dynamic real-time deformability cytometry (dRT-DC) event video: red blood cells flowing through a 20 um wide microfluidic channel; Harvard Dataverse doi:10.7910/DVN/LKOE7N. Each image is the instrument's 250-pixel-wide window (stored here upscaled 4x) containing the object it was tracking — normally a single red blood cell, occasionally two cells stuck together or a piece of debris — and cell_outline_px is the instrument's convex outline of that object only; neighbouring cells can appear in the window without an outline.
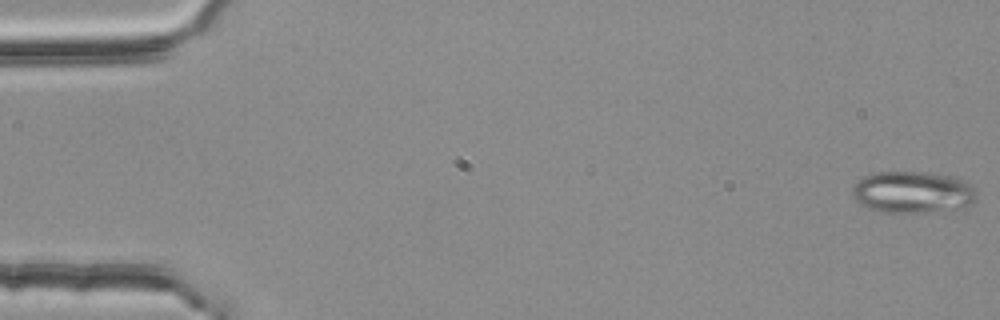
{"species": "common noctule bat (a hibernating species)", "species_latin": "Nyctalus noctula", "temperature_condition": "room temperature", "stored_images_in_passage": 55, "camera_frame_rate_fps": 3000, "um_per_image_px": 0.085, "animal": {"sex": "female", "body_mass_g": 25.1}, "frame": {"image": 1, "passage_image": 1, "time_ms": 0.0, "image_size_px": [1000, 320], "cell_outline_px": [[976, 200], [972, 204], [964, 208], [920, 212], [880, 212], [868, 208], [856, 200], [852, 196], [852, 184], [864, 176], [876, 172], [920, 172], [952, 176], [964, 180], [972, 188]], "centroid_in_image_um": [77.54, 16.33], "position_along_channel_um": 7.5, "area_um2": 30.11}}
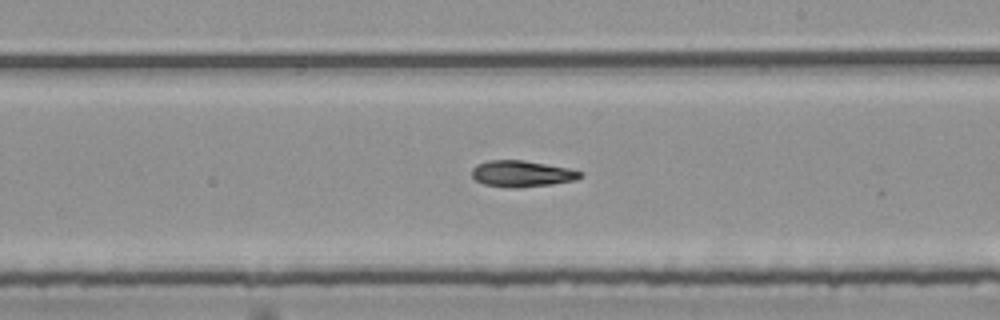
{"frame": {"image": 2, "passage_image": 32, "time_ms": 10.333, "image_size_px": [1000, 320], "cell_outline_px": [[584, 176], [576, 180], [552, 184], [516, 188], [512, 188], [484, 184], [476, 180], [472, 176], [472, 168], [476, 164], [488, 160], [524, 160], [568, 168], [580, 172]], "centroid_in_image_um": [44.34, 14.76], "position_along_channel_um": 244.7, "area_um2": 16.59}}
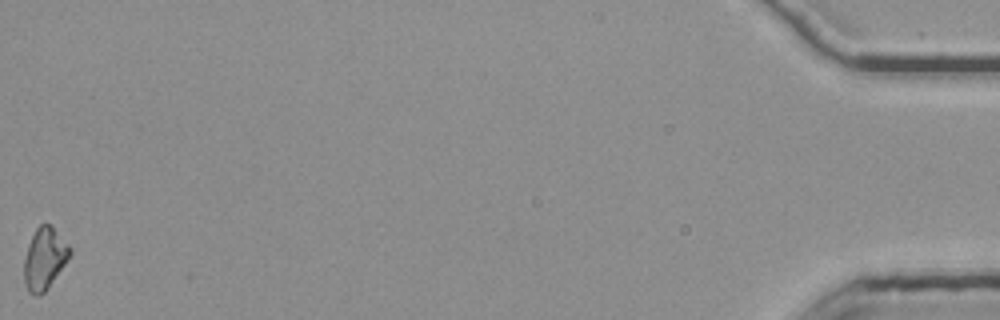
{"frame": {"image": 3, "passage_image": 55, "time_ms": 18.0, "image_size_px": [1000, 320], "cell_outline_px": [[72, 252], [48, 288], [40, 296], [32, 296], [28, 292], [24, 284], [24, 260], [28, 244], [36, 228], [40, 224], [48, 224], [72, 248]], "centroid_in_image_um": [3.75, 22.03], "position_along_channel_um": 431.4, "area_um2": 16.3}}